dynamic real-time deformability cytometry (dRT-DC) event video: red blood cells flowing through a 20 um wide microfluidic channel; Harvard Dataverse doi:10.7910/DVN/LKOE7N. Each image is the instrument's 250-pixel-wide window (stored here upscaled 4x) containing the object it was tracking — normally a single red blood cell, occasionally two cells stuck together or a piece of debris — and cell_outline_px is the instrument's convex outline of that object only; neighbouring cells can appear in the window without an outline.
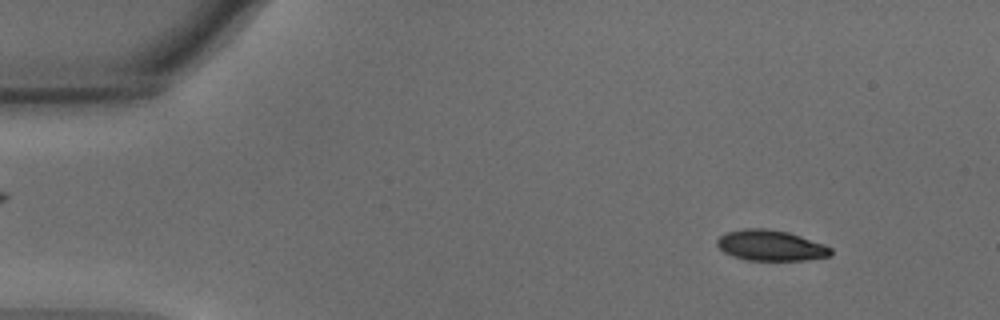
{"species": "common noctule bat (a hibernating species)", "species_latin": "Nyctalus noctula", "temperature_condition": "warm", "stored_images_in_passage": 54, "camera_frame_rate_fps": 3000, "um_per_image_px": 0.085, "animal": {"sex": "male", "body_mass_g": 15.6}, "frame": {"image": 1, "passage_image": 6, "time_ms": 1.667, "image_size_px": [1000, 320], "cell_outline_px": [[832, 256], [804, 260], [748, 260], [732, 256], [724, 252], [716, 244], [716, 240], [724, 232], [744, 228], [768, 228], [788, 232], [824, 244], [832, 248]], "centroid_in_image_um": [65.5, 20.85], "position_along_channel_um": 19.5, "area_um2": 20.46}}
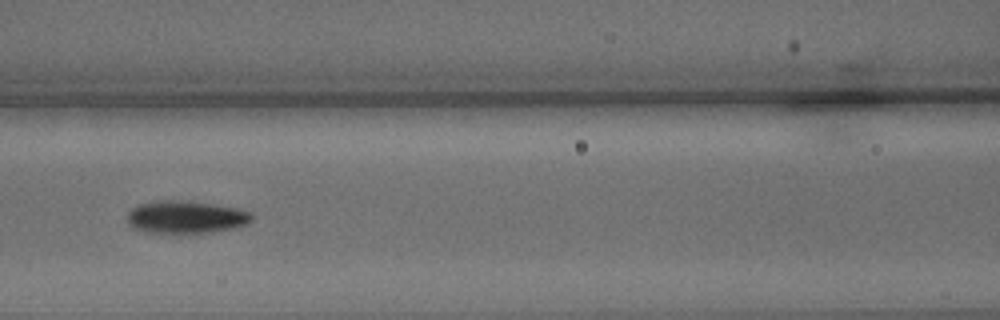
{"frame": {"image": 2, "passage_image": 24, "time_ms": 7.667, "image_size_px": [1000, 320], "cell_outline_px": [[252, 220], [244, 224], [232, 228], [212, 232], [148, 232], [132, 228], [128, 224], [128, 212], [132, 208], [140, 204], [160, 200], [180, 200], [212, 204], [236, 208], [248, 212], [252, 216]], "centroid_in_image_um": [15.75, 18.44], "position_along_channel_um": 150.9, "area_um2": 23.18}}
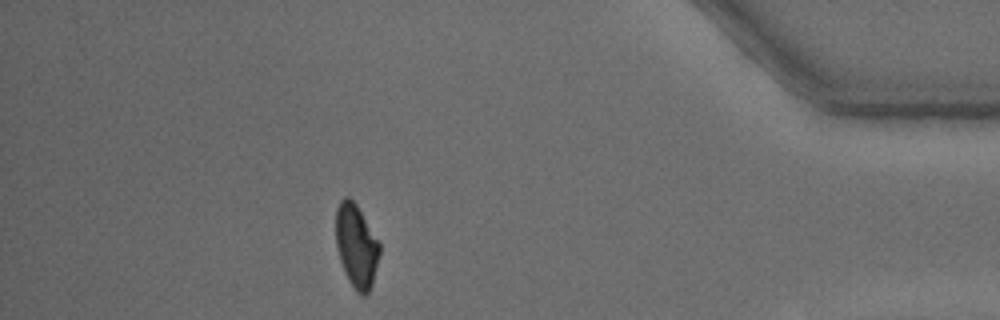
{"frame": {"image": 3, "passage_image": 48, "time_ms": 15.667, "image_size_px": [1000, 320], "cell_outline_px": [[380, 252], [372, 284], [368, 292], [364, 296], [356, 292], [348, 280], [344, 272], [340, 260], [336, 244], [336, 208], [340, 200], [344, 196], [348, 196], [356, 204], [380, 244]], "centroid_in_image_um": [30.27, 20.9], "position_along_channel_um": 404.9, "area_um2": 21.1}, "authors_computed_cell_mechanics": {"area_um2": 22.1952, "velocity_mm_per_s": 3.7347, "shape_relaxation_time_tau1_ms": 3.2637, "shape_relaxation_time_tau2_ms": 3.67, "deformation_change_tau1": 0.1448, "deformation_change_tau2": 0.0935}}